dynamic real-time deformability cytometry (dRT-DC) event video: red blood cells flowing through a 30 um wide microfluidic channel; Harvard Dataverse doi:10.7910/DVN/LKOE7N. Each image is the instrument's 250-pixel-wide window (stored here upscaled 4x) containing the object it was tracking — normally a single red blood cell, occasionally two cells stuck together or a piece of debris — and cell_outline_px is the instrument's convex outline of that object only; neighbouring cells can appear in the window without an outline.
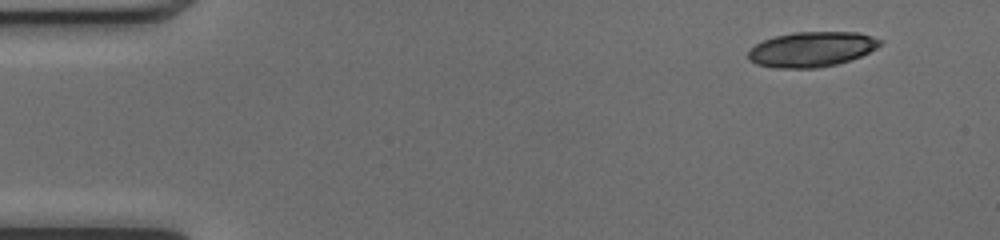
{"species": "common noctule bat (a hibernating species)", "species_latin": "Nyctalus noctula", "temperature_condition": "cold", "stored_images_in_passage": 46, "camera_frame_rate_fps": 3000, "um_per_image_px": 0.085, "animal": {"sex": "female", "body_mass_g": 17.0, "forearm_length_mm": 48.0}, "frame": {"image": 1, "passage_image": 1, "time_ms": 0.0, "image_size_px": [1000, 240], "cell_outline_px": [[884, 40], [876, 48], [860, 56], [836, 64], [816, 68], [776, 68], [756, 64], [748, 60], [748, 52], [756, 44], [764, 40], [776, 36], [792, 32], [860, 32]], "centroid_in_image_um": [68.99, 4.18], "position_along_channel_um": 16.0, "area_um2": 26.88}, "authors_computed_cell_mechanics": {"area_um2": 22.3397, "velocity_mm_per_s": 4.1126, "shape_relaxation_time_tau1_ms": null, "shape_relaxation_time_tau2_ms": 1.6719, "deformation_change_tau1": null, "deformation_change_tau2": 0.0635}}